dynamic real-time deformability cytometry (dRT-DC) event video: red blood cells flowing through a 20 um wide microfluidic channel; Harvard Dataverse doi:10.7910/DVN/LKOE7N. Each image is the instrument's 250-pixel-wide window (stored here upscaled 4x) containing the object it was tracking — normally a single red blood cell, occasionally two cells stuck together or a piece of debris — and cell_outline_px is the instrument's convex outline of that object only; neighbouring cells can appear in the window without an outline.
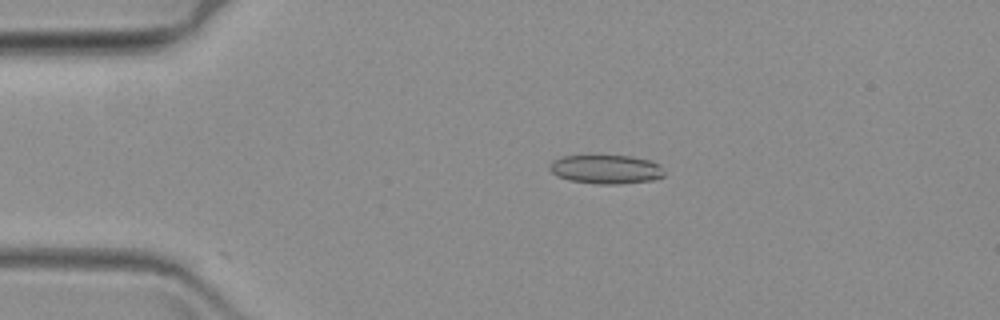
{"species": "common noctule bat (a hibernating species)", "species_latin": "Nyctalus noctula", "temperature_condition": "warm", "stored_images_in_passage": 56, "camera_frame_rate_fps": 3000, "um_per_image_px": 0.085, "animal": {"sex": "female", "body_mass_g": 19.3, "forearm_length_mm": 54.1}, "frame": {"image": 1, "passage_image": 6, "time_ms": 1.667, "image_size_px": [1000, 320], "cell_outline_px": [[664, 176], [652, 180], [620, 184], [596, 184], [568, 180], [556, 176], [548, 168], [548, 164], [552, 160], [560, 156], [632, 156], [652, 160], [660, 164], [664, 172]], "centroid_in_image_um": [51.49, 14.39], "position_along_channel_um": 33.5, "area_um2": 19.59}}
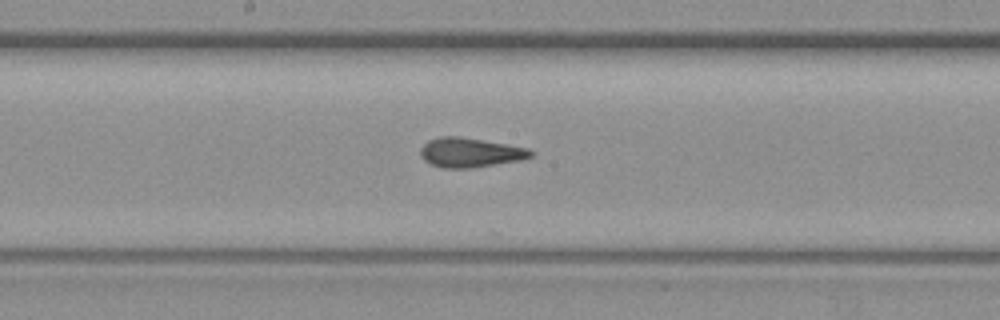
{"frame": {"image": 2, "passage_image": 26, "time_ms": 8.333, "image_size_px": [1000, 320], "cell_outline_px": [[536, 152], [532, 156], [520, 160], [472, 168], [440, 168], [424, 160], [420, 156], [420, 148], [428, 140], [440, 136], [456, 136], [528, 148]], "centroid_in_image_um": [39.94, 12.97], "position_along_channel_um": 208.3, "area_um2": 18.84}}
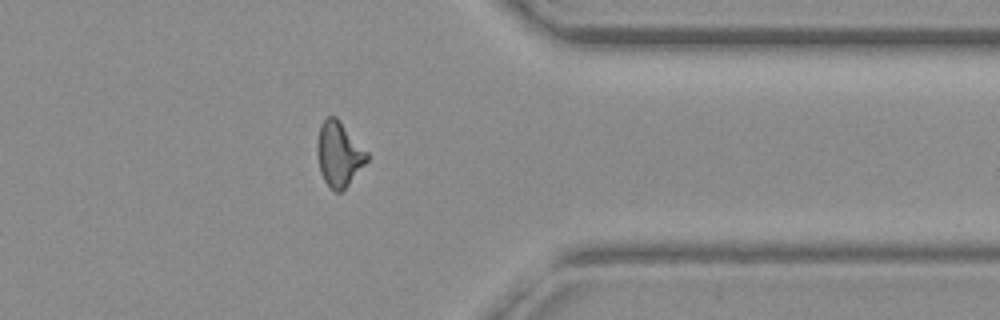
{"frame": {"image": 3, "passage_image": 43, "time_ms": 14.0, "image_size_px": [1000, 320], "cell_outline_px": [[368, 160], [348, 184], [340, 192], [336, 192], [324, 180], [320, 172], [316, 156], [316, 140], [320, 124], [328, 116], [336, 116], [368, 152]], "centroid_in_image_um": [28.78, 13.06], "position_along_channel_um": 382.6, "area_um2": 18.79}}